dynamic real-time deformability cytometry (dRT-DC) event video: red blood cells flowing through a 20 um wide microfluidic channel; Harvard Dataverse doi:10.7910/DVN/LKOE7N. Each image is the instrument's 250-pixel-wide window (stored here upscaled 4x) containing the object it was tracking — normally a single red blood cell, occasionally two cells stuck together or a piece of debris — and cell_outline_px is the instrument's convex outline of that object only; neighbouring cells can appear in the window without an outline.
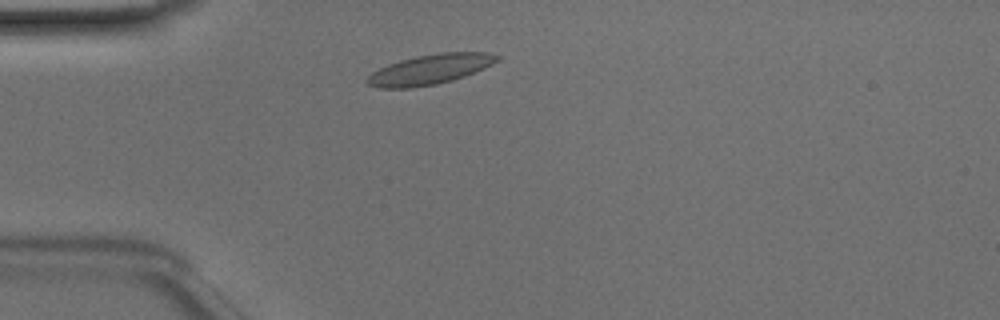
{"species": "Egyptian fruit bat (a non-hibernating species)", "species_latin": "Rousettus aegyptiacus", "temperature_condition": "room temperature", "stored_images_in_passage": 39, "camera_frame_rate_fps": 3000, "um_per_image_px": 0.085, "animal": {"sex": "male"}, "frame": {"image": 1, "passage_image": 3, "time_ms": 0.667, "image_size_px": [1000, 320], "cell_outline_px": [[504, 56], [500, 60], [484, 68], [464, 76], [452, 80], [436, 84], [408, 88], [380, 88], [368, 84], [364, 80], [372, 72], [388, 64], [400, 60], [416, 56], [440, 52], [488, 52]], "centroid_in_image_um": [36.58, 5.88], "position_along_channel_um": 48.4, "area_um2": 22.77}}
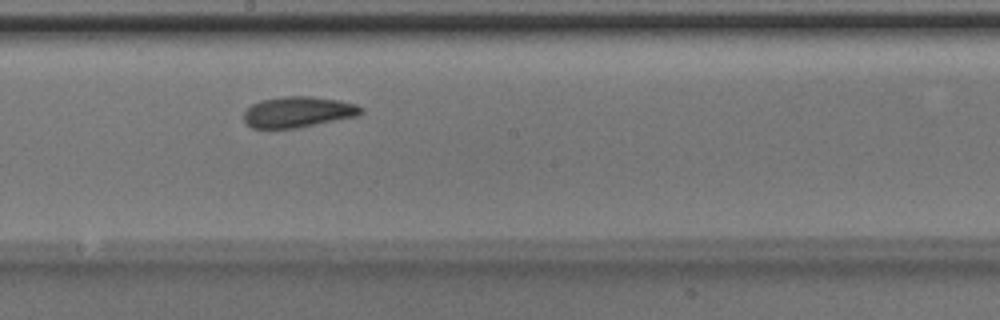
{"frame": {"image": 2, "passage_image": 17, "time_ms": 5.333, "image_size_px": [1000, 320], "cell_outline_px": [[364, 112], [356, 116], [296, 128], [252, 128], [244, 120], [244, 112], [252, 104], [260, 100], [284, 96], [312, 96], [340, 100], [356, 104], [364, 108]], "centroid_in_image_um": [25.35, 9.5], "position_along_channel_um": 222.9, "area_um2": 21.04}}
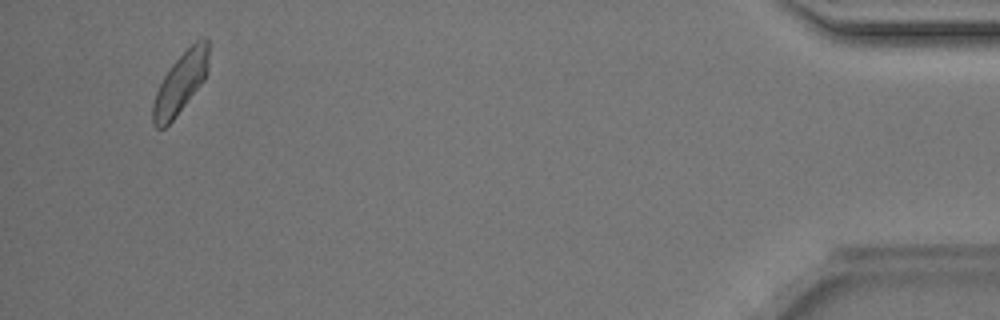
{"frame": {"image": 3, "passage_image": 37, "time_ms": 12.0, "image_size_px": [1000, 320], "cell_outline_px": [[208, 68], [204, 80], [172, 120], [164, 128], [156, 128], [152, 124], [152, 104], [156, 92], [164, 76], [172, 64], [200, 36], [208, 36]], "centroid_in_image_um": [15.34, 7.03], "position_along_channel_um": 419.9, "area_um2": 19.54}, "authors_computed_cell_mechanics": {"area_um2": 20.6924, "velocity_mm_per_s": 4.0754, "shape_relaxation_time_tau1_ms": 4.6165, "shape_relaxation_time_tau2_ms": 2.2587, "deformation_change_tau1": 0.1004, "deformation_change_tau2": 0.0944}}